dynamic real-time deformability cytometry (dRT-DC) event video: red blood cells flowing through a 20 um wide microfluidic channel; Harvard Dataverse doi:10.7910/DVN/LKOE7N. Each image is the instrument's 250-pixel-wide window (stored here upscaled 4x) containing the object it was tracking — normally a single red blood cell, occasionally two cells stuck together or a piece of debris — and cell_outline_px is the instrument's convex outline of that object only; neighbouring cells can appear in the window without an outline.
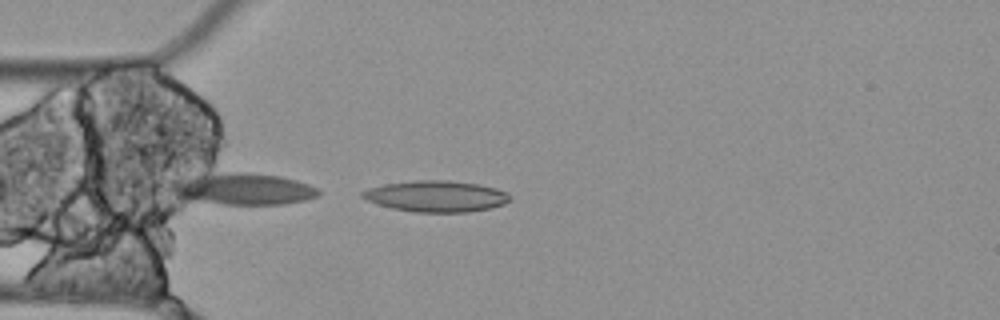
{"species": "Egyptian fruit bat (a non-hibernating species)", "species_latin": "Rousettus aegyptiacus", "temperature_condition": "cold", "stored_images_in_passage": 5, "camera_frame_rate_fps": 3000, "um_per_image_px": 0.085, "animal": {"sex": "female"}, "frame": {"image": 1, "passage_image": 4, "time_ms": 1.0, "image_size_px": [1000, 320], "cell_outline_px": [[512, 200], [504, 204], [492, 208], [468, 212], [416, 212], [392, 208], [376, 204], [360, 196], [360, 192], [368, 188], [384, 184], [412, 180], [448, 180], [480, 184], [496, 188], [508, 192], [512, 196]], "centroid_in_image_um": [37.11, 16.67], "position_along_channel_um": 47.9, "area_um2": 27.17}}